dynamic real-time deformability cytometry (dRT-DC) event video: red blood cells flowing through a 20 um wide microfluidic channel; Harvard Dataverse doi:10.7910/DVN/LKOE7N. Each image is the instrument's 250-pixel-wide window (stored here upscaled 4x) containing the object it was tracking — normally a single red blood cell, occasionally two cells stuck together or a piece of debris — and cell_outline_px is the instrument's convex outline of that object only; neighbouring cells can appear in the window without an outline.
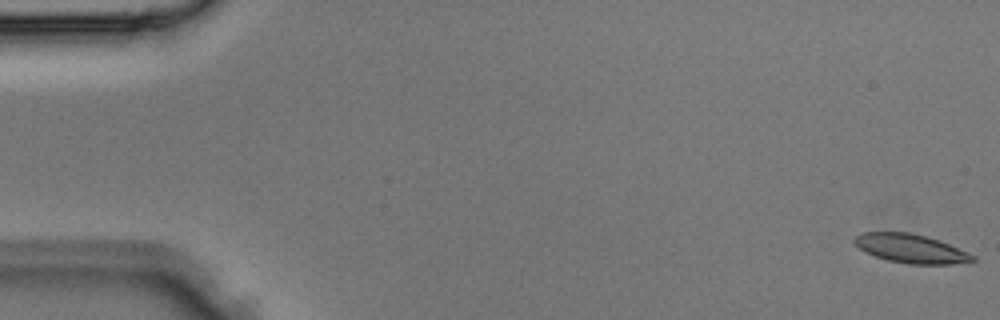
{"species": "Egyptian fruit bat (a non-hibernating species)", "species_latin": "Rousettus aegyptiacus", "temperature_condition": "room temperature", "stored_images_in_passage": 4, "camera_frame_rate_fps": 3000, "um_per_image_px": 0.085, "animal": {"sex": "male"}, "frame": {"image": 1, "passage_image": 1, "time_ms": 0.0, "image_size_px": [1000, 320], "cell_outline_px": [[976, 260], [952, 264], [908, 264], [888, 260], [876, 256], [860, 248], [852, 240], [860, 232], [908, 232], [924, 236], [948, 244], [968, 252], [976, 256]], "centroid_in_image_um": [77.42, 21.13], "position_along_channel_um": 7.6, "area_um2": 19.54}}
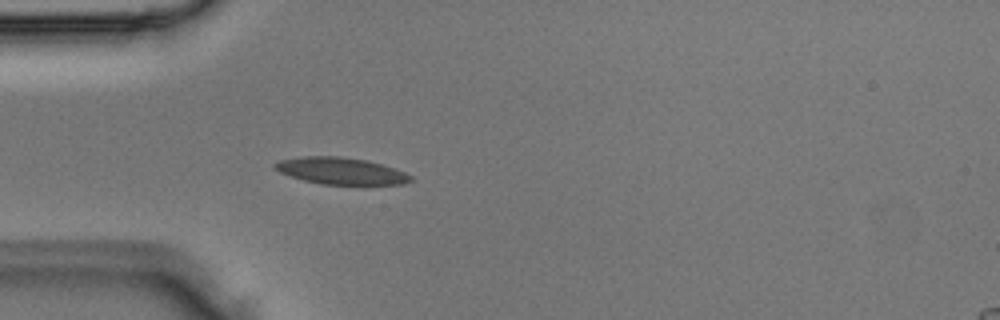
{"frame": {"image": 2, "passage_image": 4, "time_ms": 1.0, "image_size_px": [1000, 320], "cell_outline_px": [[412, 180], [404, 184], [320, 184], [304, 180], [280, 172], [272, 164], [280, 160], [304, 156], [340, 156], [368, 160], [396, 168], [412, 176]], "centroid_in_image_um": [29.0, 14.52], "position_along_channel_um": 56.0, "area_um2": 21.1}}